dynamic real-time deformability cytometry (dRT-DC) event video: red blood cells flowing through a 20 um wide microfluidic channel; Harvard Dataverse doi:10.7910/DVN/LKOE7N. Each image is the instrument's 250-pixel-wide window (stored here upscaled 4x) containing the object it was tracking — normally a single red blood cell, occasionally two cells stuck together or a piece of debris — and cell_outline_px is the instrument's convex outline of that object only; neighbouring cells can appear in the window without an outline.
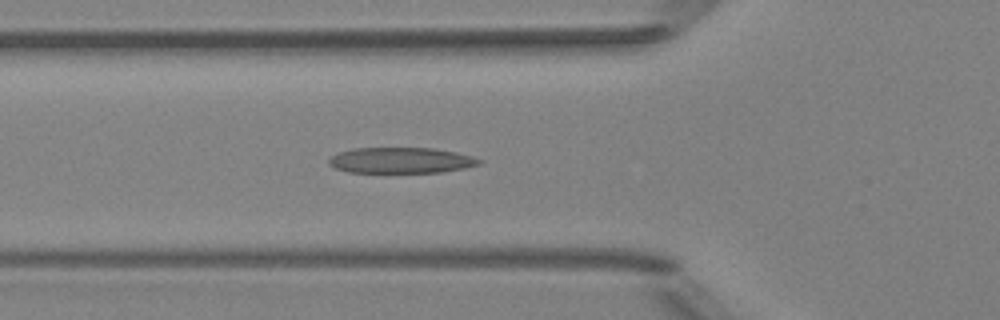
{"species": "Egyptian fruit bat (a non-hibernating species)", "species_latin": "Rousettus aegyptiacus", "temperature_condition": "room temperature", "stored_images_in_passage": 40, "camera_frame_rate_fps": 3000, "um_per_image_px": 0.085, "animal": {"sex": "female"}, "frame": {"image": 1, "passage_image": 10, "time_ms": 3.0, "image_size_px": [1000, 320], "cell_outline_px": [[484, 160], [480, 164], [464, 168], [440, 172], [348, 172], [336, 168], [328, 164], [328, 160], [332, 156], [340, 152], [352, 148], [432, 148], [456, 152], [472, 156]], "centroid_in_image_um": [34.1, 13.62], "position_along_channel_um": 91.7, "area_um2": 22.48}}
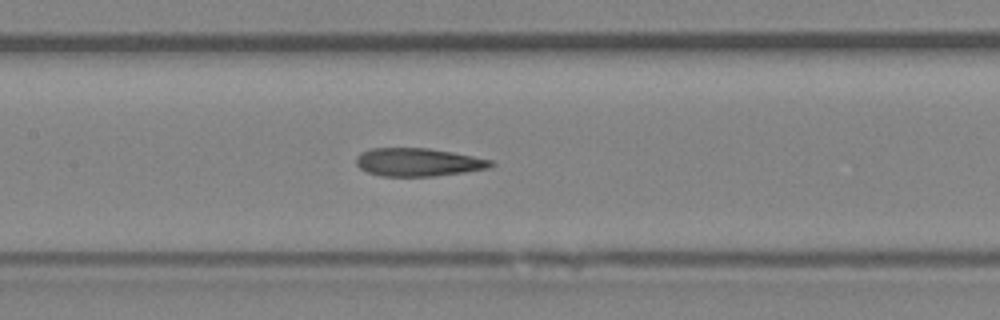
{"frame": {"image": 2, "passage_image": 16, "time_ms": 5.0, "image_size_px": [1000, 320], "cell_outline_px": [[496, 164], [488, 168], [464, 172], [432, 176], [380, 176], [368, 172], [360, 168], [356, 164], [356, 156], [360, 152], [372, 148], [428, 148], [452, 152], [492, 160]], "centroid_in_image_um": [35.52, 13.78], "position_along_channel_um": 171.9, "area_um2": 22.02}}
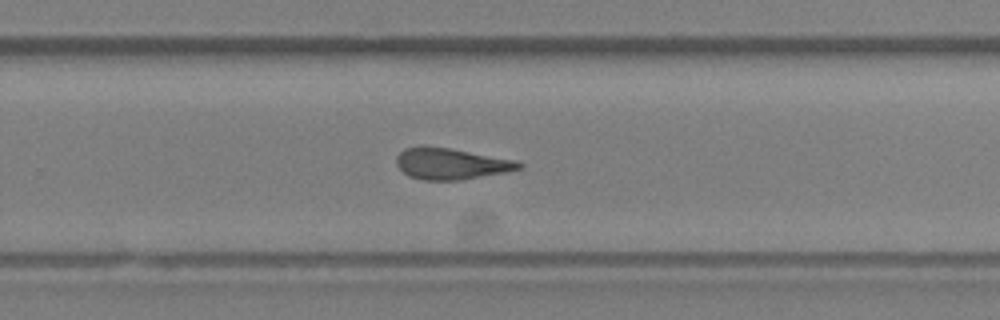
{"frame": {"image": 3, "passage_image": 25, "time_ms": 8.0, "image_size_px": [1000, 320], "cell_outline_px": [[524, 168], [504, 172], [460, 180], [424, 180], [408, 176], [396, 164], [396, 156], [404, 148], [448, 148], [512, 160], [524, 164]], "centroid_in_image_um": [38.33, 13.95], "position_along_channel_um": 291.5, "area_um2": 21.56}, "authors_computed_cell_mechanics": {"area_um2": 22.1085, "velocity_mm_per_s": 4.0137, "shape_relaxation_time_tau1_ms": 9.3928, "shape_relaxation_time_tau2_ms": 4.5954, "deformation_change_tau1": 0.251, "deformation_change_tau2": 0.1695}}